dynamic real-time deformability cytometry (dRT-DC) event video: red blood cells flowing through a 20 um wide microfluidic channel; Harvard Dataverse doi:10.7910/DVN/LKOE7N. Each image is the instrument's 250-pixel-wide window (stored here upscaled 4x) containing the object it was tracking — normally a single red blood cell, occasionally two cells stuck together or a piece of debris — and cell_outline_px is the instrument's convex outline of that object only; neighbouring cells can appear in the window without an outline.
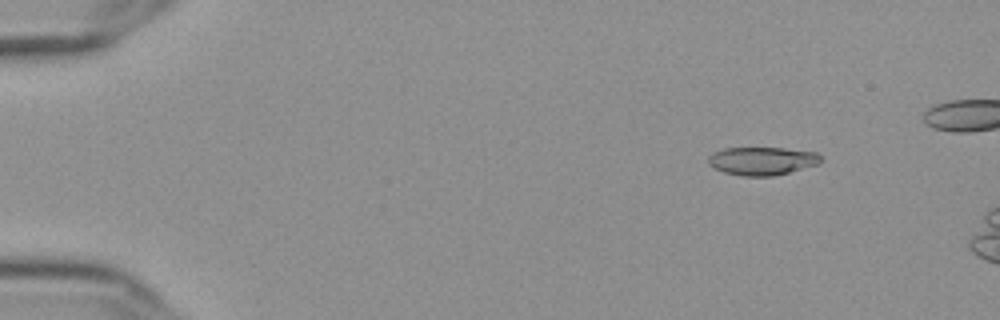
{"species": "Egyptian fruit bat (a non-hibernating species)", "species_latin": "Rousettus aegyptiacus", "temperature_condition": "cold", "stored_images_in_passage": 54, "camera_frame_rate_fps": 3000, "um_per_image_px": 0.085, "frame": {"image": 1, "passage_image": 8, "time_ms": 2.333, "image_size_px": [1000, 320], "cell_outline_px": [[820, 164], [772, 176], [740, 176], [724, 172], [712, 168], [708, 164], [708, 156], [712, 152], [724, 148], [784, 148], [816, 152], [820, 156]], "centroid_in_image_um": [64.73, 13.68], "position_along_channel_um": 20.3, "area_um2": 18.55}}
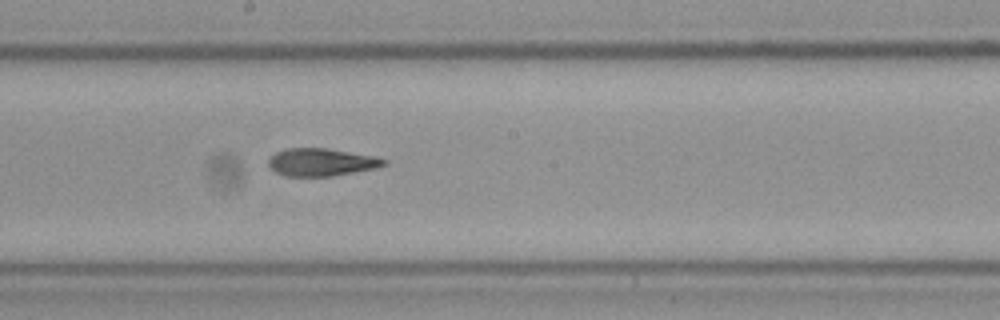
{"frame": {"image": 2, "passage_image": 33, "time_ms": 10.667, "image_size_px": [1000, 320], "cell_outline_px": [[388, 164], [376, 168], [332, 176], [284, 176], [268, 168], [268, 160], [276, 152], [284, 148], [328, 148], [376, 156], [388, 160]], "centroid_in_image_um": [27.32, 13.78], "position_along_channel_um": 220.9, "area_um2": 18.84}}
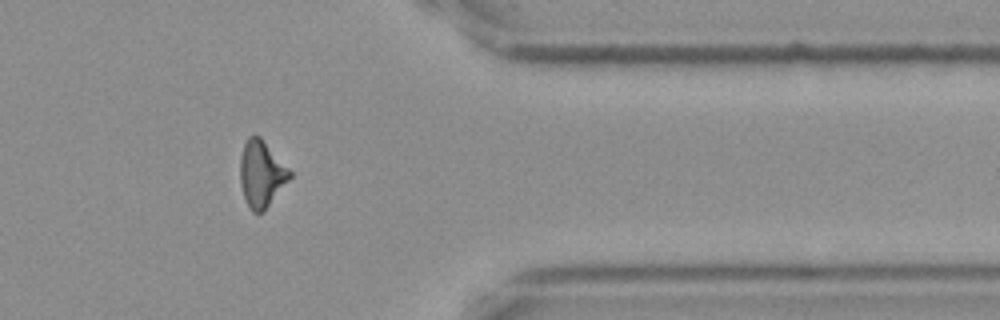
{"frame": {"image": 3, "passage_image": 48, "time_ms": 15.667, "image_size_px": [1000, 320], "cell_outline_px": [[292, 176], [264, 212], [252, 212], [244, 196], [240, 180], [240, 160], [244, 144], [248, 136], [260, 136], [292, 172]], "centroid_in_image_um": [22.23, 14.78], "position_along_channel_um": 389.2, "area_um2": 19.02}}